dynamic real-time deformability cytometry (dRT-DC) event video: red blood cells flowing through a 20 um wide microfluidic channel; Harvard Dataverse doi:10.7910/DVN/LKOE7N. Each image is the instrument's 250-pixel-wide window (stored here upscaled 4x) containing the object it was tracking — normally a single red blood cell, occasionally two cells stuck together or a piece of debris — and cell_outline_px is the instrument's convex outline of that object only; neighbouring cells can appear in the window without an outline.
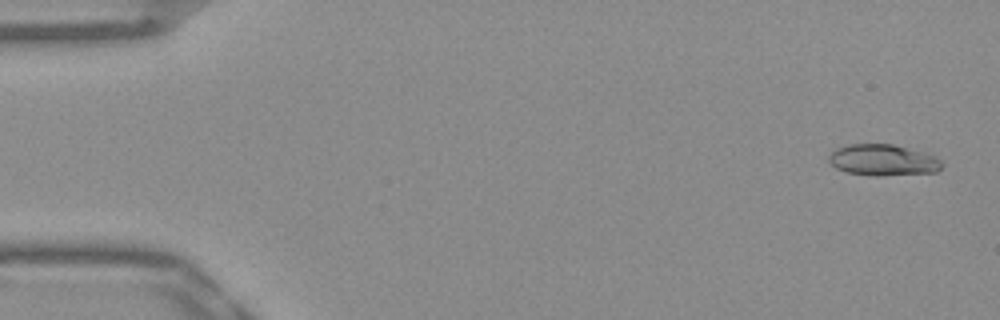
{"species": "Egyptian fruit bat (a non-hibernating species)", "species_latin": "Rousettus aegyptiacus", "temperature_condition": "warm", "stored_images_in_passage": 48, "camera_frame_rate_fps": 3000, "um_per_image_px": 0.085, "frame": {"image": 1, "passage_image": 2, "time_ms": 0.333, "image_size_px": [1000, 320], "cell_outline_px": [[944, 164], [936, 172], [880, 176], [876, 176], [848, 172], [836, 168], [828, 160], [828, 156], [836, 148], [848, 144], [892, 144], [924, 152], [940, 160]], "centroid_in_image_um": [75.04, 13.6], "position_along_channel_um": 10.0, "area_um2": 20.46}}
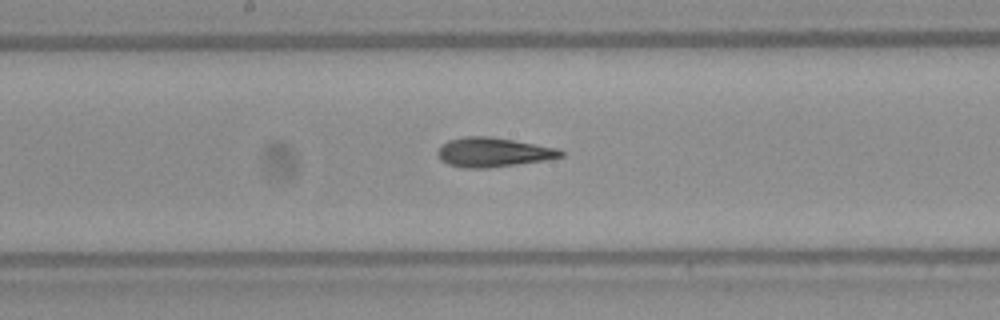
{"frame": {"image": 2, "passage_image": 27, "time_ms": 8.667, "image_size_px": [1000, 320], "cell_outline_px": [[564, 156], [544, 160], [488, 168], [464, 168], [448, 164], [440, 160], [436, 152], [440, 144], [448, 140], [464, 136], [492, 136], [560, 148], [564, 152]], "centroid_in_image_um": [41.9, 12.93], "position_along_channel_um": 206.3, "area_um2": 21.33}}
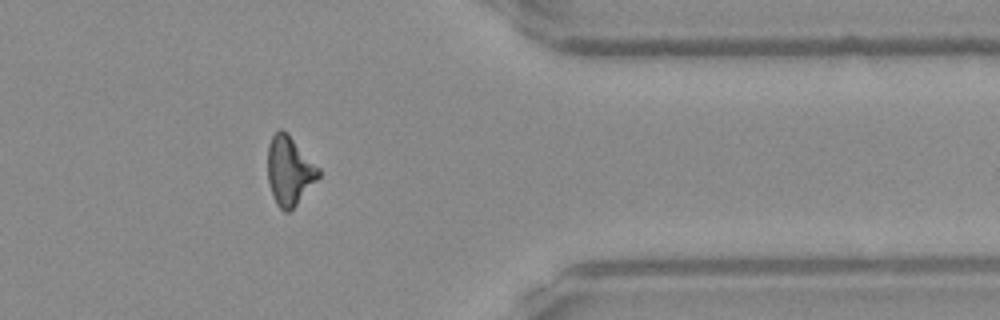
{"frame": {"image": 3, "passage_image": 42, "time_ms": 13.667, "image_size_px": [1000, 320], "cell_outline_px": [[320, 176], [296, 204], [288, 212], [284, 212], [276, 204], [272, 196], [268, 180], [268, 144], [272, 136], [280, 128], [288, 132], [320, 168]], "centroid_in_image_um": [24.6, 14.48], "position_along_channel_um": 386.8, "area_um2": 20.46}, "authors_computed_cell_mechanics": {"area_um2": 20.4612, "velocity_mm_per_s": 3.9407, "shape_relaxation_time_tau1_ms": 10.0934, "shape_relaxation_time_tau2_ms": 2.1709, "deformation_change_tau1": 0.2696, "deformation_change_tau2": 0.111}}